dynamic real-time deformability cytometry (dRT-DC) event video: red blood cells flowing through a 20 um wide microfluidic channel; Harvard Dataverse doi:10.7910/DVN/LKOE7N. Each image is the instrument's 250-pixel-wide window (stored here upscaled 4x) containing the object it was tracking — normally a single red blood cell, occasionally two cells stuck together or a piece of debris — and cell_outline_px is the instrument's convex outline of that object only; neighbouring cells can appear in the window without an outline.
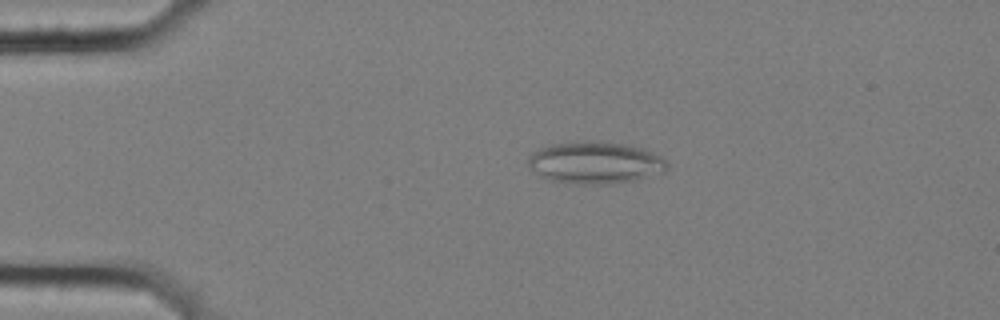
{"species": "common noctule bat (a hibernating species)", "species_latin": "Nyctalus noctula", "temperature_condition": "cold", "stored_images_in_passage": 57, "camera_frame_rate_fps": 3000, "um_per_image_px": 0.085, "animal": {"sex": "female", "body_mass_g": 25.1}, "frame": {"image": 1, "passage_image": 12, "time_ms": 3.667, "image_size_px": [1000, 320], "cell_outline_px": [[668, 168], [664, 172], [636, 180], [612, 184], [572, 184], [548, 180], [540, 176], [528, 164], [528, 156], [532, 152], [540, 148], [552, 144], [584, 140], [600, 140], [624, 144], [644, 148], [660, 156], [668, 164]], "centroid_in_image_um": [50.59, 13.82], "position_along_channel_um": 34.4, "area_um2": 34.51}}
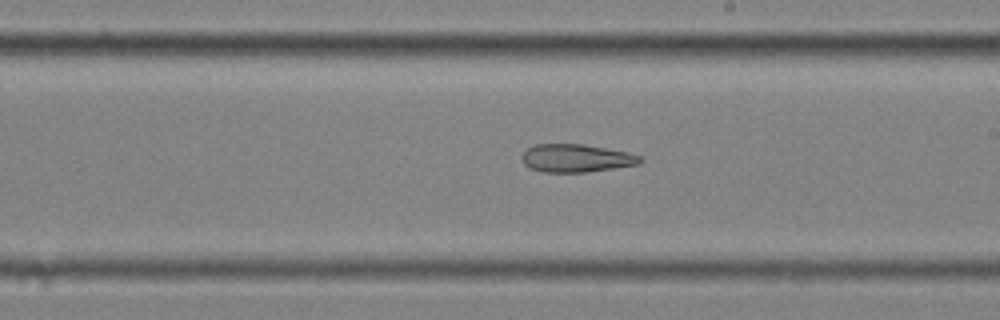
{"frame": {"image": 2, "passage_image": 33, "time_ms": 10.667, "image_size_px": [1000, 320], "cell_outline_px": [[644, 160], [640, 164], [584, 172], [544, 172], [528, 168], [524, 164], [520, 156], [528, 148], [536, 144], [584, 144], [628, 152], [640, 156]], "centroid_in_image_um": [48.96, 13.44], "position_along_channel_um": 240.0, "area_um2": 19.31}}
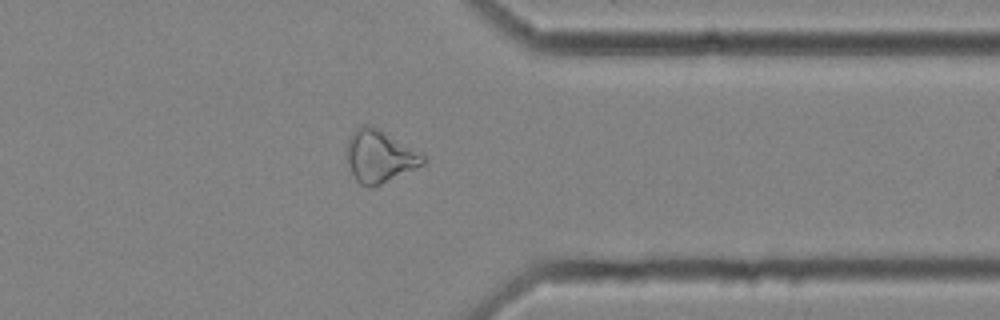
{"frame": {"image": 3, "passage_image": 45, "time_ms": 14.667, "image_size_px": [1000, 320], "cell_outline_px": [[428, 160], [424, 164], [372, 188], [360, 184], [356, 180], [348, 164], [348, 140], [352, 132], [356, 128], [364, 124], [368, 124], [376, 128], [424, 156]], "centroid_in_image_um": [32.24, 13.31], "position_along_channel_um": 379.2, "area_um2": 22.48}, "authors_computed_cell_mechanics": {"area_um2": 25.6632, "velocity_mm_per_s": 3.5867, "shape_relaxation_time_tau1_ms": null, "shape_relaxation_time_tau2_ms": 6.8518, "deformation_change_tau1": null, "deformation_change_tau2": 0.1942}}